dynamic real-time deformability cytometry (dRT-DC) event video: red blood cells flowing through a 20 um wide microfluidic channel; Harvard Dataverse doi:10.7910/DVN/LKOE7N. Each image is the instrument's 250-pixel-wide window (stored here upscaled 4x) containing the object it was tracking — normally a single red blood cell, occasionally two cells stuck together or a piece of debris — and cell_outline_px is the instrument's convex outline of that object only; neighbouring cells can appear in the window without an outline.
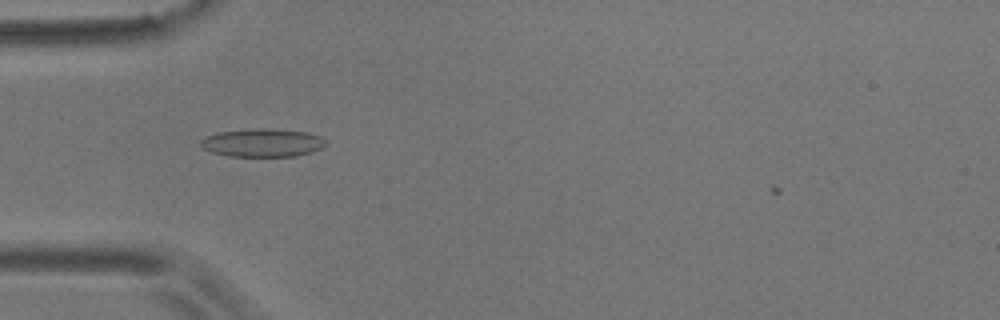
{"species": "common noctule bat (a hibernating species)", "species_latin": "Nyctalus noctula", "temperature_condition": "room temperature", "stored_images_in_passage": 45, "camera_frame_rate_fps": 3000, "um_per_image_px": 0.085, "animal": {"sex": "male", "body_mass_g": 17.9}, "frame": {"image": 1, "passage_image": 8, "time_ms": 2.333, "image_size_px": [1000, 320], "cell_outline_px": [[324, 144], [320, 148], [312, 152], [296, 156], [228, 156], [212, 152], [204, 148], [200, 144], [200, 140], [208, 136], [220, 132], [252, 128], [268, 128], [308, 132], [320, 136], [324, 140]], "centroid_in_image_um": [22.31, 12.13], "position_along_channel_um": 62.7, "area_um2": 20.4}}
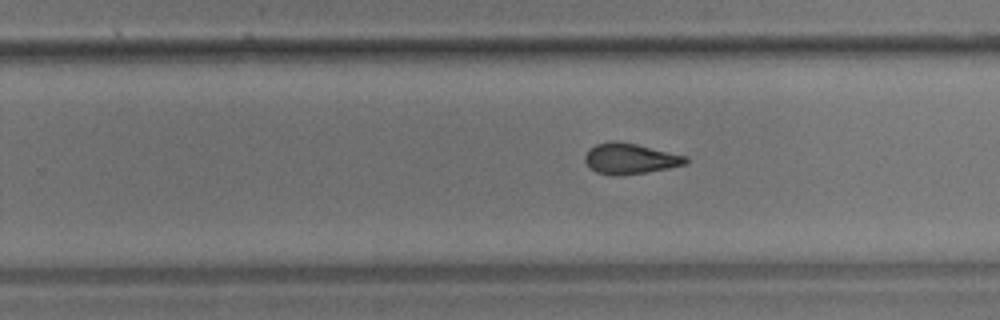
{"frame": {"image": 2, "passage_image": 26, "time_ms": 8.333, "image_size_px": [1000, 320], "cell_outline_px": [[688, 164], [668, 168], [644, 172], [616, 176], [596, 172], [584, 160], [584, 156], [596, 144], [612, 140], [616, 140], [636, 144], [688, 156]], "centroid_in_image_um": [53.59, 13.48], "position_along_channel_um": 276.2, "area_um2": 17.86}}
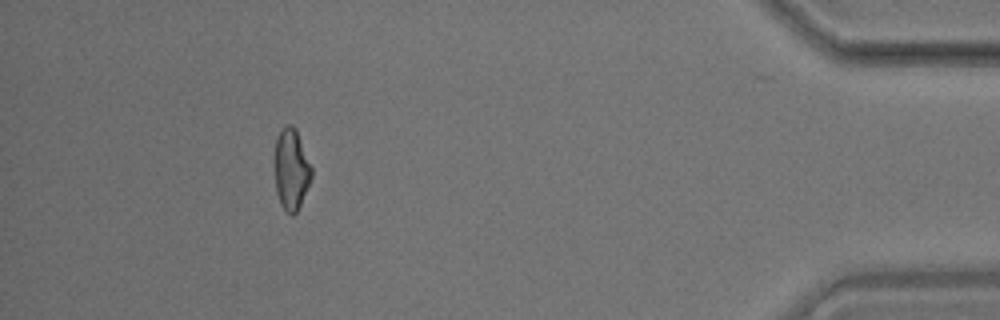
{"frame": {"image": 3, "passage_image": 42, "time_ms": 13.667, "image_size_px": [1000, 320], "cell_outline_px": [[312, 176], [300, 204], [296, 212], [292, 216], [280, 204], [276, 192], [272, 164], [276, 140], [280, 132], [288, 124], [292, 124], [296, 128], [312, 168]], "centroid_in_image_um": [24.72, 14.38], "position_along_channel_um": 410.5, "area_um2": 17.69}}